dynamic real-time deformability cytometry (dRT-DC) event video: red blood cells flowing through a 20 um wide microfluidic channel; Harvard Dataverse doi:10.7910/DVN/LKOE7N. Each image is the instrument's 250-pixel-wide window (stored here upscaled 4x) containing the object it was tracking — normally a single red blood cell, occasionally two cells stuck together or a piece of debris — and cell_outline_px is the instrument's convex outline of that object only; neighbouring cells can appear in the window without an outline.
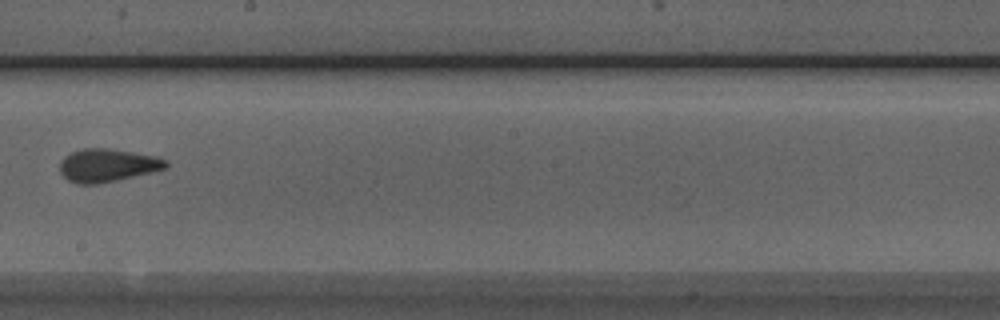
{"species": "Egyptian fruit bat (a non-hibernating species)", "species_latin": "Rousettus aegyptiacus", "temperature_condition": "room temperature", "stored_images_in_passage": 8, "camera_frame_rate_fps": 3000, "um_per_image_px": 0.085, "animal": {"sex": "male"}, "frame": {"image": 1, "passage_image": 8, "time_ms": 8.667, "image_size_px": [1000, 320], "cell_outline_px": [[168, 168], [152, 172], [116, 180], [96, 184], [76, 184], [68, 180], [60, 172], [60, 160], [64, 156], [72, 152], [84, 148], [108, 148], [156, 156], [168, 160]], "centroid_in_image_um": [9.14, 14.05], "position_along_channel_um": 239.1, "area_um2": 20.46}}